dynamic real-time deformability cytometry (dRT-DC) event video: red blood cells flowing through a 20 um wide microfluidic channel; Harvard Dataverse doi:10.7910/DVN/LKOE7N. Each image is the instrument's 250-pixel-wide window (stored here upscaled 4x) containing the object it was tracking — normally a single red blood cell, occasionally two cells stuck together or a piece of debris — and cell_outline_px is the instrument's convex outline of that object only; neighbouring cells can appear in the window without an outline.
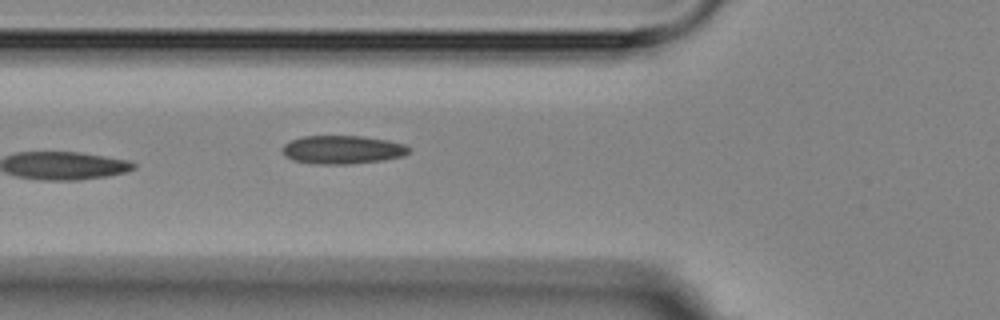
{"species": "Egyptian fruit bat (a non-hibernating species)", "species_latin": "Rousettus aegyptiacus", "temperature_condition": "room temperature", "stored_images_in_passage": 5, "camera_frame_rate_fps": 3000, "um_per_image_px": 0.085, "animal": {"sex": "female"}, "frame": {"image": 1, "passage_image": 5, "time_ms": 4.667, "image_size_px": [1000, 320], "cell_outline_px": [[412, 148], [404, 156], [384, 160], [348, 164], [316, 164], [292, 160], [284, 156], [280, 148], [284, 144], [292, 140], [304, 136], [364, 136], [388, 140], [404, 144]], "centroid_in_image_um": [29.1, 12.72], "position_along_channel_um": 96.7, "area_um2": 21.15}}